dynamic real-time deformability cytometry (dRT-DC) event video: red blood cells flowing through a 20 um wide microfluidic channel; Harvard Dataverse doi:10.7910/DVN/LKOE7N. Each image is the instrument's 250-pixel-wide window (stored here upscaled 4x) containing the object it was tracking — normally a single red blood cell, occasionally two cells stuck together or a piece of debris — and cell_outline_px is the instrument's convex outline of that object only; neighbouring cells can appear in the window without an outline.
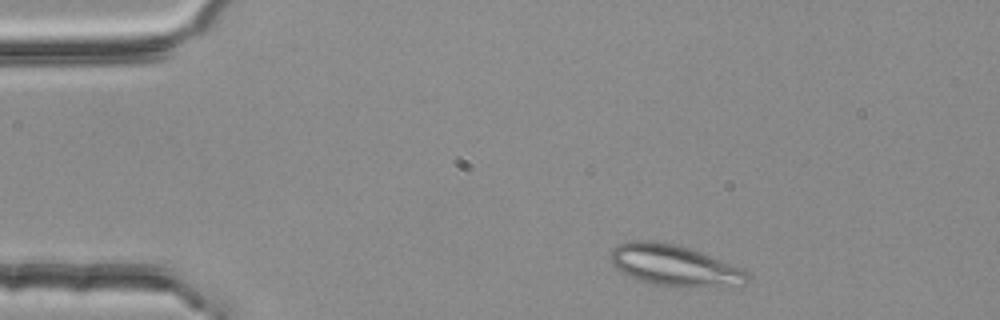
{"species": "common noctule bat (a hibernating species)", "species_latin": "Nyctalus noctula", "temperature_condition": "room temperature", "stored_images_in_passage": 2, "camera_frame_rate_fps": 3000, "um_per_image_px": 0.085, "animal": {"sex": "female", "body_mass_g": 25.1}, "frame": {"image": 1, "passage_image": 1, "time_ms": 0.0, "image_size_px": [1000, 320], "cell_outline_px": [[748, 280], [744, 284], [720, 288], [680, 288], [652, 284], [640, 280], [616, 268], [612, 264], [608, 256], [612, 248], [616, 244], [632, 240], [648, 240], [676, 244], [700, 252], [744, 268], [748, 272]], "centroid_in_image_um": [57.35, 22.58], "position_along_channel_um": 27.6, "area_um2": 33.47}}